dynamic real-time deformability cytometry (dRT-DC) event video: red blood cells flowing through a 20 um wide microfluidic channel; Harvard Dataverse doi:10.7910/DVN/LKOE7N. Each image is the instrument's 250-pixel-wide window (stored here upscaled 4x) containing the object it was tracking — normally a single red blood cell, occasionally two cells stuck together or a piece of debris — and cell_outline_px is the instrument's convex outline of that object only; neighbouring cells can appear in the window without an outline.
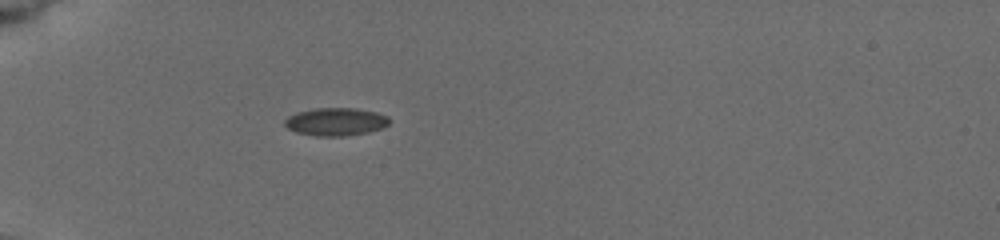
{"species": "common noctule bat (a hibernating species)", "species_latin": "Nyctalus noctula", "temperature_condition": "cold", "stored_images_in_passage": 9, "camera_frame_rate_fps": 3000, "um_per_image_px": 0.085, "animal": {"sex": "female", "body_mass_g": 19.5, "forearm_length_mm": 54.1}, "frame": {"image": 1, "passage_image": 1, "time_ms": 0.0, "image_size_px": [1000, 240], "cell_outline_px": [[388, 124], [384, 128], [368, 132], [344, 136], [316, 136], [296, 132], [288, 128], [284, 124], [284, 120], [288, 116], [296, 112], [316, 108], [356, 108], [376, 112], [388, 116]], "centroid_in_image_um": [28.53, 10.34], "position_along_channel_um": 56.5, "area_um2": 17.05}}
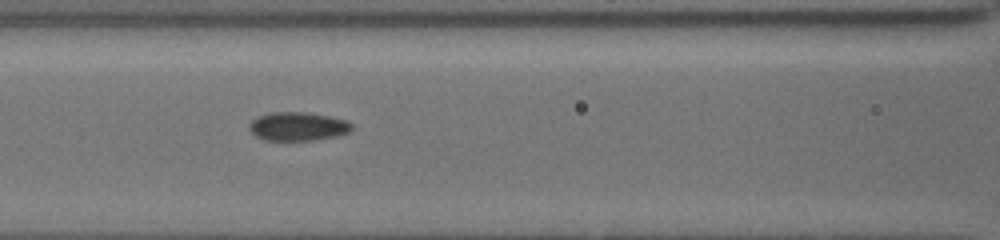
{"frame": {"image": 2, "passage_image": 6, "time_ms": 2.667, "image_size_px": [1000, 240], "cell_outline_px": [[352, 128], [348, 132], [336, 136], [312, 140], [264, 140], [256, 136], [248, 128], [248, 124], [256, 116], [272, 112], [308, 112], [348, 120], [352, 124]], "centroid_in_image_um": [25.29, 10.73], "position_along_channel_um": 141.3, "area_um2": 17.17}}
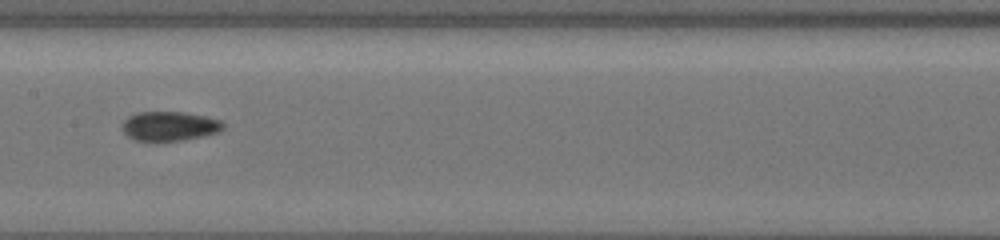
{"frame": {"image": 3, "passage_image": 8, "time_ms": 4.0, "image_size_px": [1000, 240], "cell_outline_px": [[224, 128], [216, 132], [184, 140], [136, 140], [128, 136], [124, 132], [124, 120], [128, 116], [136, 112], [184, 112], [224, 120]], "centroid_in_image_um": [14.43, 10.7], "position_along_channel_um": 193.0, "area_um2": 16.99}}